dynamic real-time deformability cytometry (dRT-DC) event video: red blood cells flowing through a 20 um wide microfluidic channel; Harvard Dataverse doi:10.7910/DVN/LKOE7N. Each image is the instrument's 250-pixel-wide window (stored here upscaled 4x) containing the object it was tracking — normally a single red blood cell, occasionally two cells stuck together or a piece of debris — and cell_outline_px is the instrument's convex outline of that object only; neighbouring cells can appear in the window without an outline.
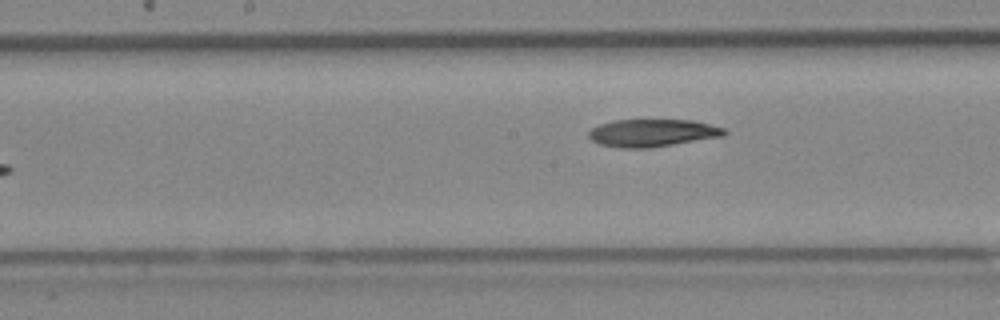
{"species": "Egyptian fruit bat (a non-hibernating species)", "species_latin": "Rousettus aegyptiacus", "temperature_condition": "cold", "stored_images_in_passage": 8, "camera_frame_rate_fps": 3000, "um_per_image_px": 0.085, "animal": {"sex": "female"}, "frame": {"image": 1, "passage_image": 8, "time_ms": 2.333, "image_size_px": [1000, 320], "cell_outline_px": [[728, 132], [724, 136], [648, 148], [620, 148], [600, 144], [592, 140], [588, 136], [588, 132], [592, 128], [600, 124], [612, 120], [692, 120], [724, 128]], "centroid_in_image_um": [55.44, 11.3], "position_along_channel_um": 192.8, "area_um2": 21.68}}